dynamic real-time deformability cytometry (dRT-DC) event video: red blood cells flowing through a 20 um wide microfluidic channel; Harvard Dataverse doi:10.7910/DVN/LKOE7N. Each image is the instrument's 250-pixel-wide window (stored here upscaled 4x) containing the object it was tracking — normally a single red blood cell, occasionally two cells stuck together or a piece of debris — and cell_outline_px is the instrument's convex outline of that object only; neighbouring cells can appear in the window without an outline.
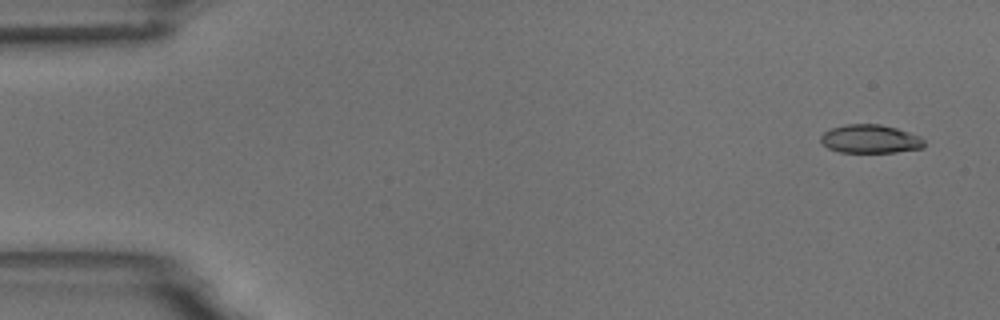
{"species": "common noctule bat (a hibernating species)", "species_latin": "Nyctalus noctula", "temperature_condition": "room temperature", "stored_images_in_passage": 7, "camera_frame_rate_fps": 3000, "um_per_image_px": 0.085, "animal": {"sex": "male", "body_mass_g": 18.8}, "frame": {"image": 1, "passage_image": 1, "time_ms": 0.0, "image_size_px": [1000, 320], "cell_outline_px": [[924, 148], [896, 152], [840, 152], [828, 148], [820, 140], [820, 136], [824, 132], [832, 128], [844, 124], [880, 124], [896, 128], [920, 136], [924, 140]], "centroid_in_image_um": [73.98, 11.81], "position_along_channel_um": 11.0, "area_um2": 17.17}}
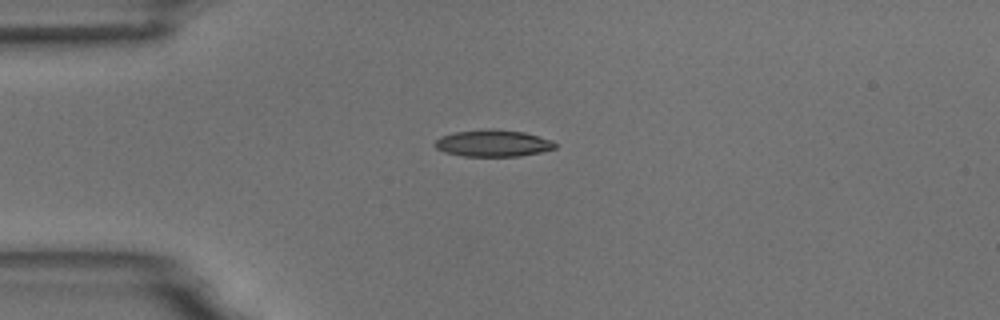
{"frame": {"image": 2, "passage_image": 4, "time_ms": 3.667, "image_size_px": [1000, 320], "cell_outline_px": [[556, 148], [540, 152], [520, 156], [464, 156], [444, 152], [436, 148], [432, 144], [440, 136], [452, 132], [488, 128], [524, 132], [552, 140], [556, 144]], "centroid_in_image_um": [41.86, 12.17], "position_along_channel_um": 43.1, "area_um2": 18.9}}